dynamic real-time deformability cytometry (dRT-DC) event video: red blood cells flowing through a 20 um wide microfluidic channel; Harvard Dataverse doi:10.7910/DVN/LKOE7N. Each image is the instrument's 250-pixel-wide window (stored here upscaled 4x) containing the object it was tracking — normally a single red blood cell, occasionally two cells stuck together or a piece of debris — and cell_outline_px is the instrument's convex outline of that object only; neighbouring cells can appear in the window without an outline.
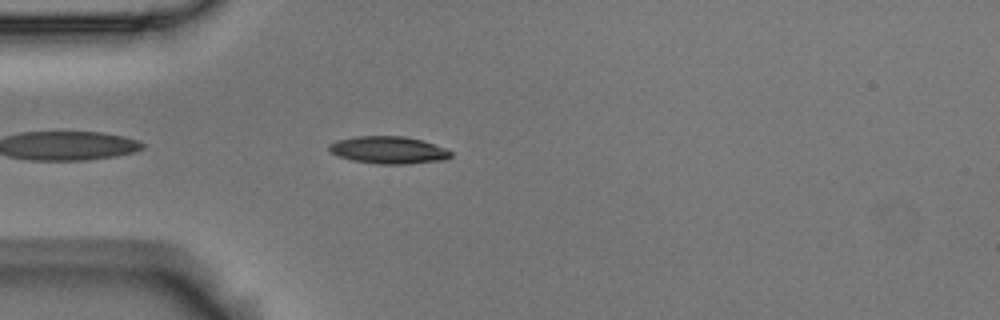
{"species": "Egyptian fruit bat (a non-hibernating species)", "species_latin": "Rousettus aegyptiacus", "temperature_condition": "room temperature", "stored_images_in_passage": 4, "camera_frame_rate_fps": 3000, "um_per_image_px": 0.085, "animal": {"sex": "male"}, "frame": {"image": 1, "passage_image": 4, "time_ms": 1.0, "image_size_px": [1000, 320], "cell_outline_px": [[452, 156], [444, 160], [408, 164], [380, 164], [352, 160], [340, 156], [332, 152], [328, 148], [328, 144], [336, 140], [356, 136], [404, 136], [424, 140], [444, 148], [452, 152]], "centroid_in_image_um": [33.04, 12.74], "position_along_channel_um": 52.0, "area_um2": 19.42}}